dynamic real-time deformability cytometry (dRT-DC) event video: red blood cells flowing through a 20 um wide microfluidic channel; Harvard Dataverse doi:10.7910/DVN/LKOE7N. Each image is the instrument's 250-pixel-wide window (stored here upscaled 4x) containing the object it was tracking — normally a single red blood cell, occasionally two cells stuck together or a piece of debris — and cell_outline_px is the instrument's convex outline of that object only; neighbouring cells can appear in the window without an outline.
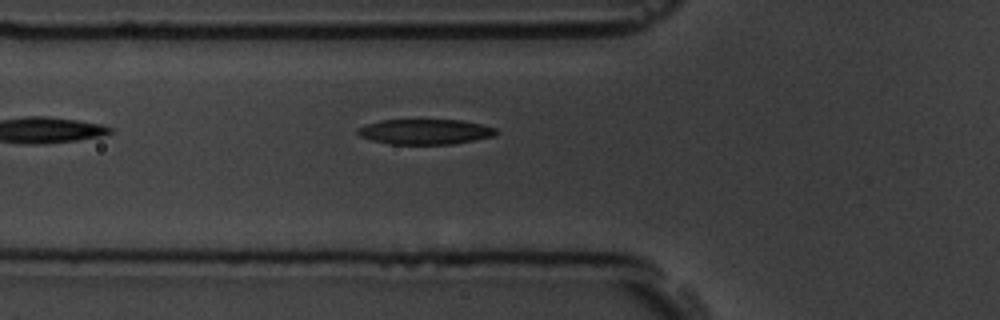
{"species": "common noctule bat (a hibernating species)", "species_latin": "Nyctalus noctula", "temperature_condition": "room temperature", "stored_images_in_passage": 5, "camera_frame_rate_fps": 3000, "um_per_image_px": 0.085, "animal": {"sex": "male", "body_mass_g": 19.5, "forearm_length_mm": 54.6}, "frame": {"image": 1, "passage_image": 5, "time_ms": 5.667, "image_size_px": [1000, 320], "cell_outline_px": [[496, 136], [452, 144], [388, 144], [372, 140], [360, 136], [356, 132], [360, 128], [368, 124], [380, 120], [460, 120], [484, 124], [496, 128]], "centroid_in_image_um": [36.18, 11.2], "position_along_channel_um": 89.6, "area_um2": 20.29}}